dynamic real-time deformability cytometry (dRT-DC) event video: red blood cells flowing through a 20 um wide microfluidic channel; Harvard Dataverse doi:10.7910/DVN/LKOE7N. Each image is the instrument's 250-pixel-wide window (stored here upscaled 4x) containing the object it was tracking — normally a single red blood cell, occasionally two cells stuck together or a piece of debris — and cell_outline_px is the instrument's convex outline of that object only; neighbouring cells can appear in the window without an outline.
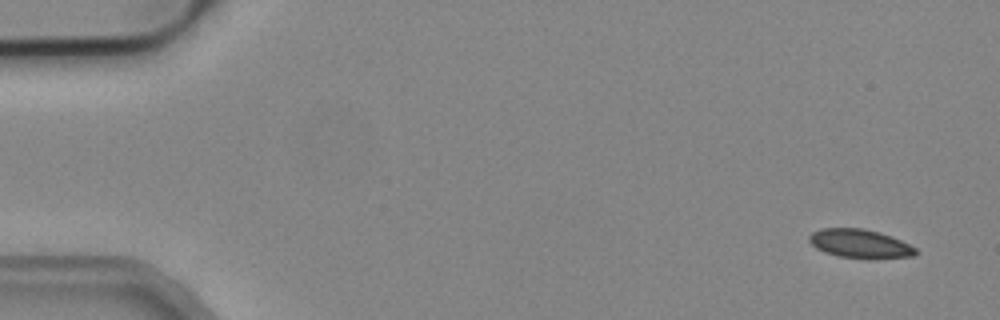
{"species": "common noctule bat (a hibernating species)", "species_latin": "Nyctalus noctula", "temperature_condition": "cold", "stored_images_in_passage": 10, "camera_frame_rate_fps": 3000, "um_per_image_px": 0.085, "animal": {"sex": "male", "body_mass_g": 19.2, "forearm_length_mm": 51.8}, "frame": {"image": 1, "passage_image": 1, "time_ms": 0.0, "image_size_px": [1000, 320], "cell_outline_px": [[916, 252], [912, 256], [872, 260], [868, 260], [836, 256], [824, 252], [816, 248], [808, 240], [808, 236], [812, 232], [820, 228], [864, 228], [880, 232], [892, 236], [916, 248]], "centroid_in_image_um": [73.07, 20.73], "position_along_channel_um": 11.9, "area_um2": 18.26}}
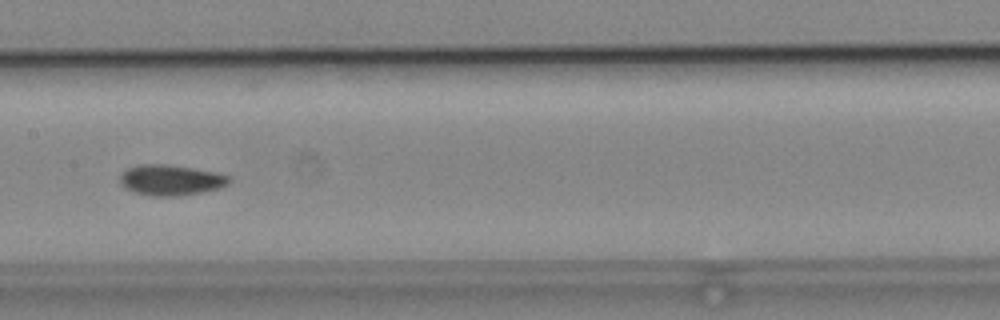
{"frame": {"image": 2, "passage_image": 8, "time_ms": 2.333, "image_size_px": [1000, 320], "cell_outline_px": [[232, 180], [228, 184], [220, 188], [204, 192], [176, 196], [156, 196], [136, 192], [124, 188], [120, 184], [120, 172], [128, 168], [140, 164], [168, 164], [216, 172], [228, 176]], "centroid_in_image_um": [14.51, 15.3], "position_along_channel_um": 192.9, "area_um2": 19.54}}
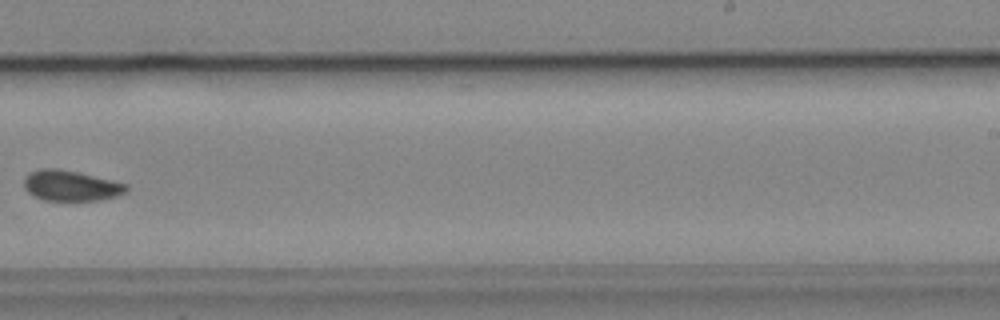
{"frame": {"image": 3, "passage_image": 10, "time_ms": 3.0, "image_size_px": [1000, 320], "cell_outline_px": [[128, 192], [116, 196], [100, 200], [76, 204], [44, 200], [28, 192], [24, 188], [24, 176], [28, 172], [40, 168], [56, 168], [76, 172], [112, 180], [128, 184]], "centroid_in_image_um": [6.02, 15.83], "position_along_channel_um": 283.0, "area_um2": 19.02}}